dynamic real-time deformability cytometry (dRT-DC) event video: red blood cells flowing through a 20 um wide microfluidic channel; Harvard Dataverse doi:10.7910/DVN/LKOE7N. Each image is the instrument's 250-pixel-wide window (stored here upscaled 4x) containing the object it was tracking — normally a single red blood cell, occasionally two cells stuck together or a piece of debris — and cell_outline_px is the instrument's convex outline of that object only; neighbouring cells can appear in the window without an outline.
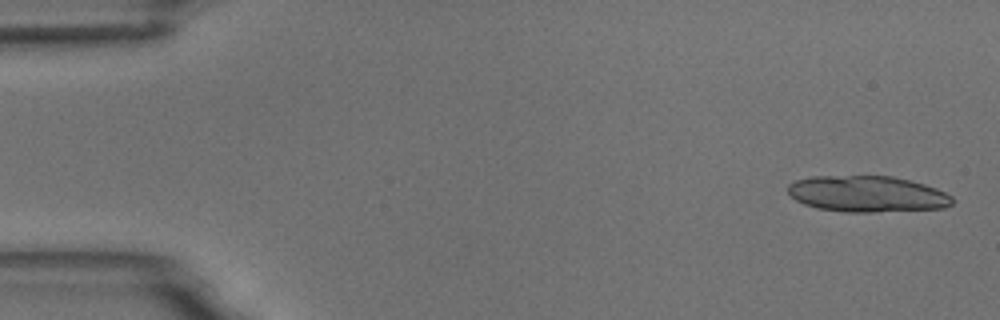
{"species": "common noctule bat (a hibernating species)", "species_latin": "Nyctalus noctula", "temperature_condition": "room temperature", "stored_images_in_passage": 2, "camera_frame_rate_fps": 3000, "um_per_image_px": 0.085, "animal": {"sex": "male", "body_mass_g": 18.8}, "frame": {"image": 1, "passage_image": 2, "time_ms": 1.0, "image_size_px": [1000, 320], "cell_outline_px": [[952, 204], [944, 208], [876, 212], [844, 212], [816, 208], [804, 204], [796, 200], [788, 192], [788, 184], [796, 180], [812, 176], [892, 176], [924, 184], [936, 188], [952, 196]], "centroid_in_image_um": [73.7, 16.49], "position_along_channel_um": 11.3, "area_um2": 34.68}}